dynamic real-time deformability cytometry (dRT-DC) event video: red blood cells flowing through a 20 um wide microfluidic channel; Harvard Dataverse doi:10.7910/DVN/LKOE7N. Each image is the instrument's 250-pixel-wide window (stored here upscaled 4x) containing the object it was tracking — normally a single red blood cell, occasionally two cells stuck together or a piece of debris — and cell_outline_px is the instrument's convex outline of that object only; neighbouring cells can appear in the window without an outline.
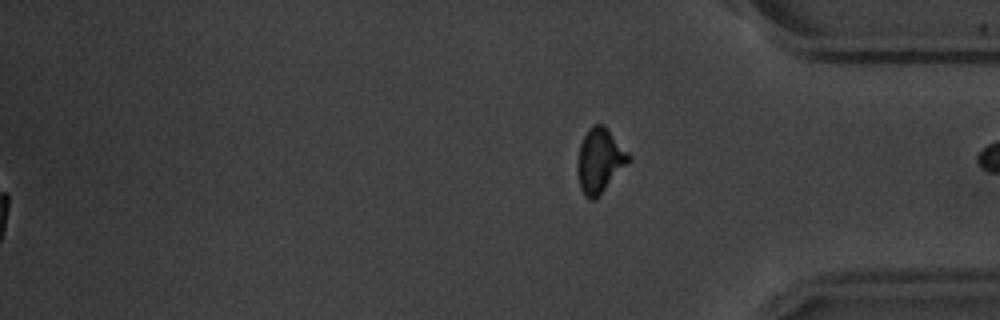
{"species": "common noctule bat (a hibernating species)", "species_latin": "Nyctalus noctula", "temperature_condition": "warm", "stored_images_in_passage": 16, "segment_of_instrument_passage": [2, 2], "camera_frame_rate_fps": 3000, "um_per_image_px": 0.085, "animal": {"sex": "male", "body_mass_g": 20.1, "forearm_length_mm": 53.5}, "frame": {"image": 1, "passage_image": 16, "time_ms": 19.667, "image_size_px": [1000, 320], "cell_outline_px": [[632, 160], [596, 200], [588, 200], [584, 196], [580, 188], [576, 164], [580, 144], [584, 136], [592, 124], [604, 124], [632, 156]], "centroid_in_image_um": [50.99, 13.67], "position_along_channel_um": 384.2, "area_um2": 19.65}}